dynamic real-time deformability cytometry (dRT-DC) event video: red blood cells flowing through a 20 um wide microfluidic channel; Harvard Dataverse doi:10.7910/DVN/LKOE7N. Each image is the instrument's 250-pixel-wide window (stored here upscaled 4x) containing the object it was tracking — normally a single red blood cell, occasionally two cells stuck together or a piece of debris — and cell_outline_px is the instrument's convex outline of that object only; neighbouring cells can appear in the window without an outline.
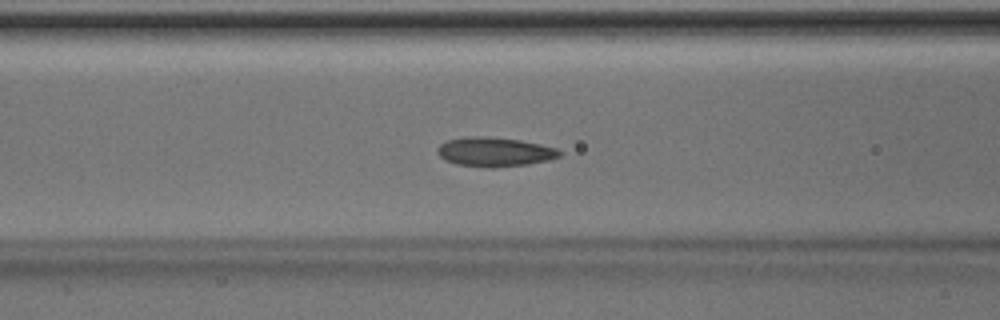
{"species": "Egyptian fruit bat (a non-hibernating species)", "species_latin": "Rousettus aegyptiacus", "temperature_condition": "room temperature", "stored_images_in_passage": 50, "camera_frame_rate_fps": 3000, "um_per_image_px": 0.085, "animal": {"sex": "male"}, "frame": {"image": 1, "passage_image": 20, "time_ms": 6.333, "image_size_px": [1000, 320], "cell_outline_px": [[564, 152], [560, 156], [548, 160], [528, 164], [496, 168], [492, 168], [456, 164], [444, 160], [436, 152], [436, 148], [440, 144], [448, 140], [468, 136], [488, 136], [520, 140], [540, 144], [556, 148]], "centroid_in_image_um": [42.04, 12.91], "position_along_channel_um": 124.6, "area_um2": 21.04}}
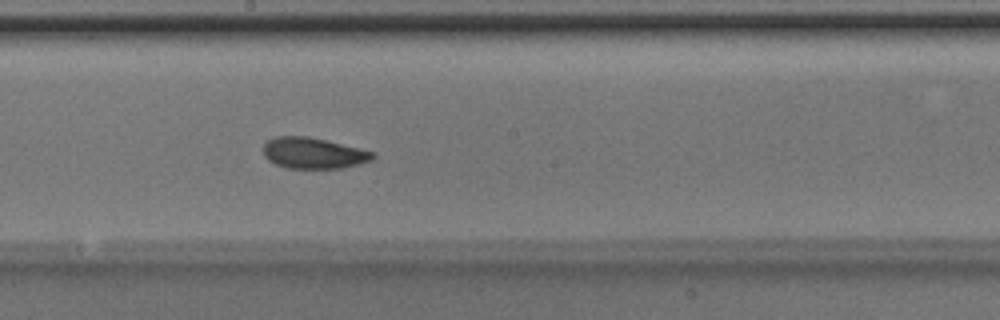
{"frame": {"image": 2, "passage_image": 27, "time_ms": 8.667, "image_size_px": [1000, 320], "cell_outline_px": [[376, 156], [372, 160], [360, 164], [340, 168], [284, 168], [268, 160], [264, 156], [264, 144], [268, 140], [276, 136], [308, 136], [360, 148], [376, 152]], "centroid_in_image_um": [26.66, 13.01], "position_along_channel_um": 221.5, "area_um2": 19.88}}
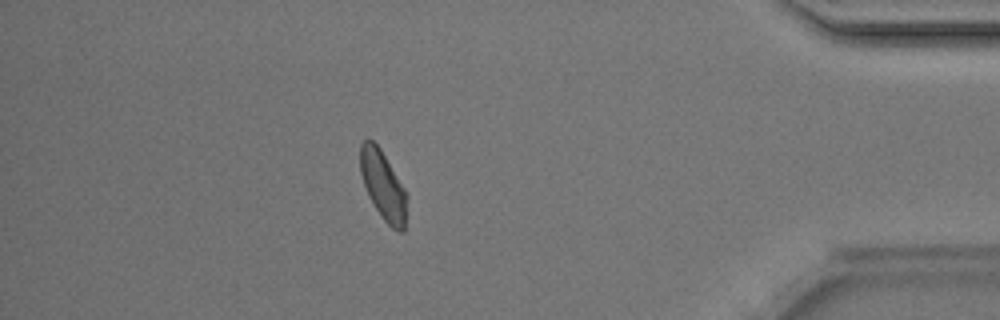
{"frame": {"image": 3, "passage_image": 43, "time_ms": 14.0, "image_size_px": [1000, 320], "cell_outline_px": [[408, 196], [404, 232], [400, 232], [392, 228], [384, 220], [372, 204], [368, 196], [360, 172], [360, 144], [368, 136], [380, 148], [404, 188]], "centroid_in_image_um": [32.56, 15.76], "position_along_channel_um": 402.6, "area_um2": 18.84}, "authors_computed_cell_mechanics": {"area_um2": 20.0566, "velocity_mm_per_s": 4.1659, "shape_relaxation_time_tau1_ms": 1.5429, "shape_relaxation_time_tau2_ms": 1.4818, "deformation_change_tau1": 0.1108, "deformation_change_tau2": 0.0745}}